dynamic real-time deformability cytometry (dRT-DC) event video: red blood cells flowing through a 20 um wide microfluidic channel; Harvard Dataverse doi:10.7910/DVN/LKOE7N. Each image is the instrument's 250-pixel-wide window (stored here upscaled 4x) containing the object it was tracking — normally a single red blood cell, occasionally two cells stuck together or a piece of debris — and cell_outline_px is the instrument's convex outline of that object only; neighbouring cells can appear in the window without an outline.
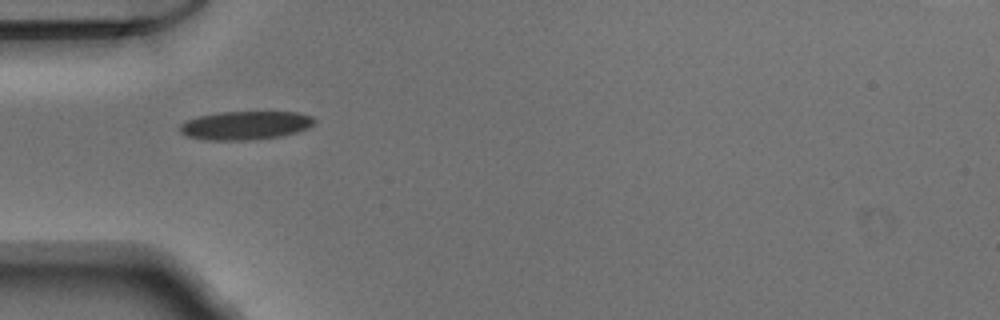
{"species": "Egyptian fruit bat (a non-hibernating species)", "species_latin": "Rousettus aegyptiacus", "temperature_condition": "warm", "stored_images_in_passage": 36, "camera_frame_rate_fps": 3000, "um_per_image_px": 0.085, "animal": {"sex": "male"}, "frame": {"image": 1, "passage_image": 1, "time_ms": 0.0, "image_size_px": [1000, 320], "cell_outline_px": [[316, 124], [308, 128], [296, 132], [280, 136], [248, 140], [208, 140], [188, 136], [180, 132], [180, 124], [184, 120], [216, 112], [300, 112], [312, 116], [316, 120]], "centroid_in_image_um": [20.88, 10.65], "position_along_channel_um": 64.1, "area_um2": 22.48}}
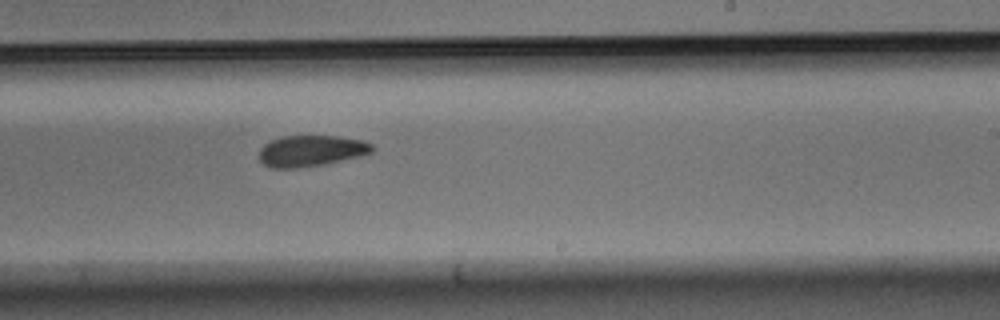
{"frame": {"image": 2, "passage_image": 16, "time_ms": 5.0, "image_size_px": [1000, 320], "cell_outline_px": [[376, 148], [372, 152], [364, 156], [324, 164], [296, 168], [272, 168], [264, 164], [260, 160], [260, 148], [264, 144], [272, 140], [284, 136], [340, 136], [364, 140], [372, 144]], "centroid_in_image_um": [26.51, 12.82], "position_along_channel_um": 262.5, "area_um2": 20.69}}
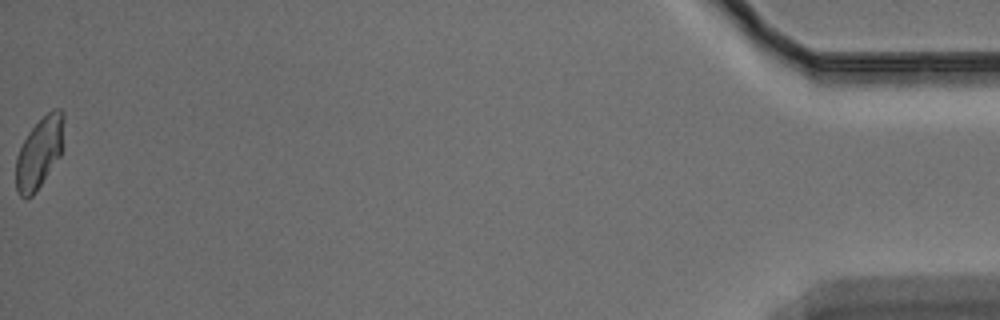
{"frame": {"image": 3, "passage_image": 36, "time_ms": 11.667, "image_size_px": [1000, 320], "cell_outline_px": [[64, 148], [60, 156], [36, 192], [32, 196], [24, 200], [16, 192], [16, 156], [28, 132], [52, 108], [60, 108], [64, 112]], "centroid_in_image_um": [3.37, 12.98], "position_along_channel_um": 431.8, "area_um2": 20.23}}